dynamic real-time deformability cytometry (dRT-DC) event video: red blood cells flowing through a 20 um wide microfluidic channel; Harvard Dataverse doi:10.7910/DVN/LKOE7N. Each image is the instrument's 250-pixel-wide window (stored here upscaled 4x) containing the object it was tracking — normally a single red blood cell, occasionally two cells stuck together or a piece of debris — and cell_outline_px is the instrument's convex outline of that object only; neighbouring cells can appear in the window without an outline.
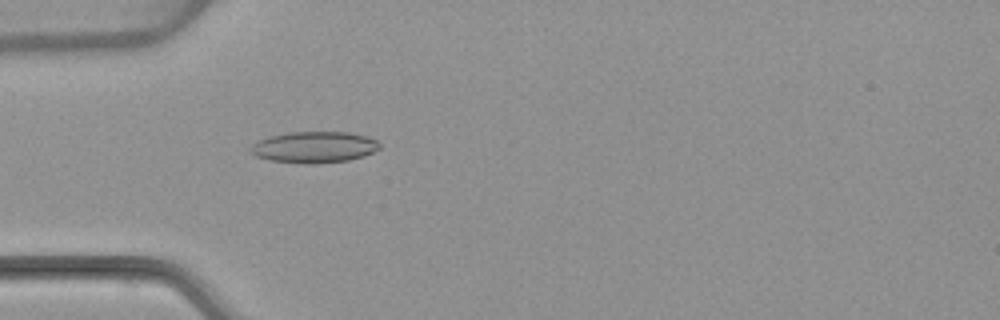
{"species": "common noctule bat (a hibernating species)", "species_latin": "Nyctalus noctula", "temperature_condition": "warm", "stored_images_in_passage": 53, "camera_frame_rate_fps": 3000, "um_per_image_px": 0.085, "animal": {"sex": "female", "body_mass_g": 22.7, "forearm_length_mm": 54.2}, "frame": {"image": 1, "passage_image": 16, "time_ms": 5.0, "image_size_px": [1000, 320], "cell_outline_px": [[380, 148], [364, 156], [348, 160], [316, 164], [304, 164], [268, 160], [256, 156], [248, 152], [248, 148], [256, 140], [268, 136], [288, 132], [348, 132], [368, 136], [376, 140], [380, 144]], "centroid_in_image_um": [26.65, 12.51], "position_along_channel_um": 58.4, "area_um2": 23.93}}
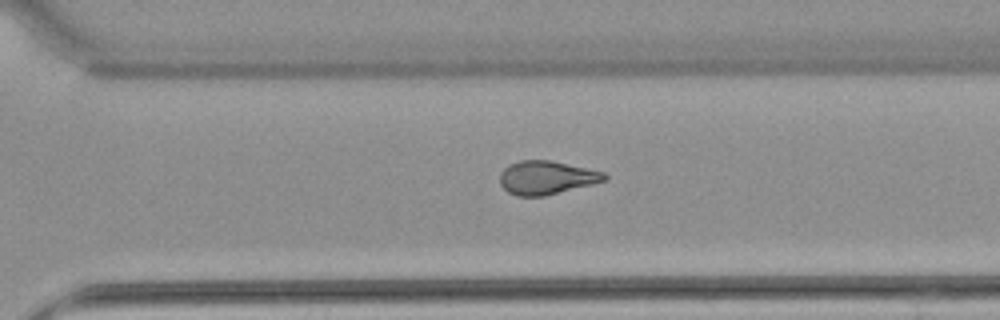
{"frame": {"image": 2, "passage_image": 37, "time_ms": 12.0, "image_size_px": [1000, 320], "cell_outline_px": [[608, 176], [604, 180], [592, 184], [544, 196], [516, 196], [508, 192], [500, 184], [500, 172], [508, 164], [520, 160], [552, 160], [604, 172]], "centroid_in_image_um": [46.41, 15.09], "position_along_channel_um": 324.2, "area_um2": 20.4}}
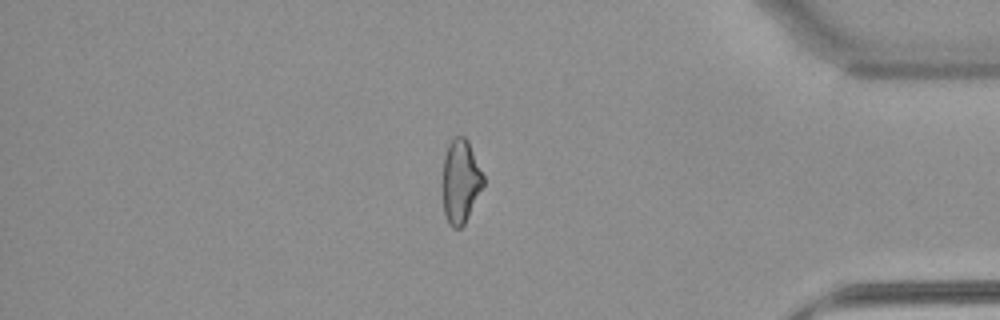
{"frame": {"image": 3, "passage_image": 45, "time_ms": 14.667, "image_size_px": [1000, 320], "cell_outline_px": [[484, 184], [464, 224], [460, 228], [452, 228], [444, 212], [440, 184], [444, 156], [448, 144], [456, 136], [464, 136], [468, 140], [484, 176]], "centroid_in_image_um": [39.11, 15.4], "position_along_channel_um": 396.1, "area_um2": 20.17}, "authors_computed_cell_mechanics": {"area_um2": 21.2126, "velocity_mm_per_s": 3.8534, "shape_relaxation_time_tau1_ms": null, "shape_relaxation_time_tau2_ms": 2.4687, "deformation_change_tau1": null, "deformation_change_tau2": 0.0886}}